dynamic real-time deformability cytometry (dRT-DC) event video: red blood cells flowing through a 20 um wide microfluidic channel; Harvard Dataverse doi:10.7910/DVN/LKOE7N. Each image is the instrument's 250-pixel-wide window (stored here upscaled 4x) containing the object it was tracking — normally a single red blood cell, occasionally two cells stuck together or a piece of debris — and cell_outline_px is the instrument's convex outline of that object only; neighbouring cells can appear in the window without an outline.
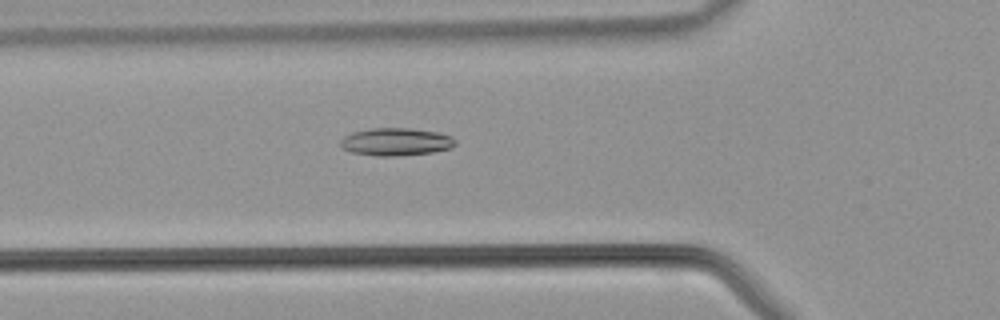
{"species": "common noctule bat (a hibernating species)", "species_latin": "Nyctalus noctula", "temperature_condition": "warm", "stored_images_in_passage": 30, "camera_frame_rate_fps": 3000, "um_per_image_px": 0.085, "animal": {"sex": "male", "body_mass_g": 21.5, "forearm_length_mm": 52.0}, "frame": {"image": 1, "passage_image": 2, "time_ms": 0.333, "image_size_px": [1000, 320], "cell_outline_px": [[456, 144], [452, 148], [432, 152], [392, 156], [376, 156], [352, 152], [344, 148], [340, 144], [340, 140], [344, 136], [352, 132], [372, 128], [412, 128], [436, 132], [452, 136], [456, 140]], "centroid_in_image_um": [33.67, 12.04], "position_along_channel_um": 92.1, "area_um2": 18.5}}
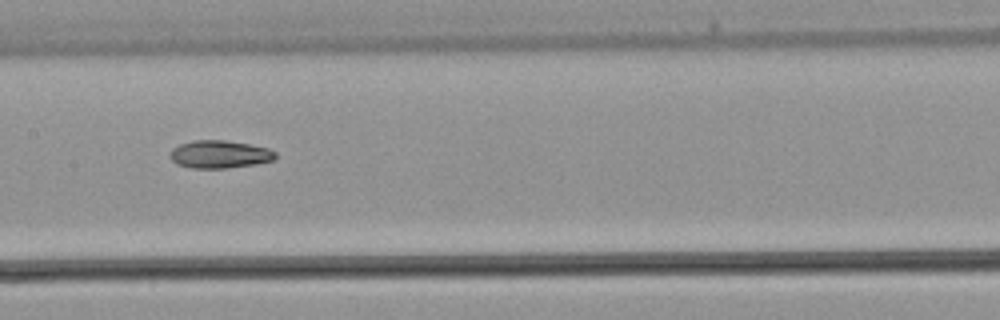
{"frame": {"image": 2, "passage_image": 8, "time_ms": 2.333, "image_size_px": [1000, 320], "cell_outline_px": [[276, 156], [272, 160], [256, 164], [228, 168], [192, 168], [176, 164], [172, 160], [172, 148], [180, 144], [192, 140], [224, 140], [248, 144], [268, 148], [276, 152]], "centroid_in_image_um": [18.67, 13.11], "position_along_channel_um": 188.7, "area_um2": 16.94}}
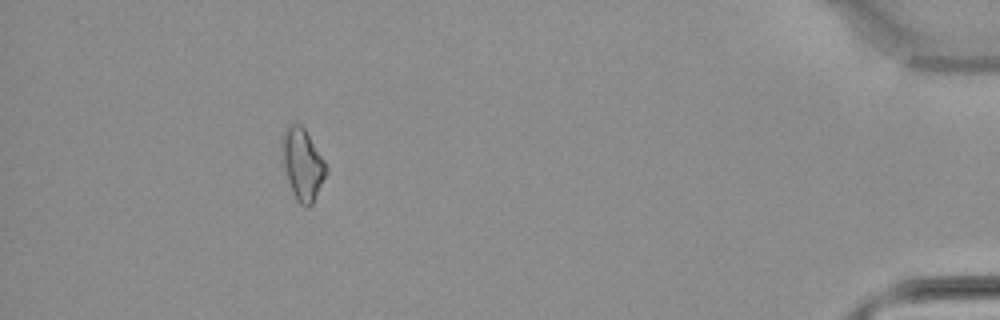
{"frame": {"image": 3, "passage_image": 26, "time_ms": 8.333, "image_size_px": [1000, 320], "cell_outline_px": [[328, 172], [312, 204], [308, 208], [300, 204], [296, 200], [292, 192], [280, 160], [280, 148], [284, 128], [288, 124], [300, 124], [304, 128], [324, 160], [328, 168]], "centroid_in_image_um": [25.67, 13.96], "position_along_channel_um": 409.5, "area_um2": 18.79}}